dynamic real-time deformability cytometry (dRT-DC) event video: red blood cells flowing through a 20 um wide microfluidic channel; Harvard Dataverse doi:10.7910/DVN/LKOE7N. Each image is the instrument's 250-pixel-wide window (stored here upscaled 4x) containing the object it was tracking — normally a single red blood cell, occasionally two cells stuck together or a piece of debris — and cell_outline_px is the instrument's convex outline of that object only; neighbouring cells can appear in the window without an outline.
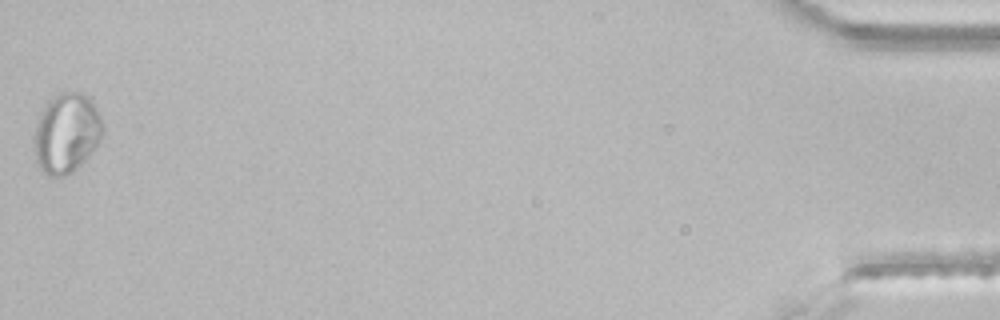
{"species": "common noctule bat (a hibernating species)", "species_latin": "Nyctalus noctula", "temperature_condition": "room temperature", "stored_images_in_passage": 43, "segment_of_instrument_passage": [2, 2], "camera_frame_rate_fps": 3000, "um_per_image_px": 0.085, "animal": {"sex": "male", "body_mass_g": 21.5, "forearm_length_mm": 52.0}, "frame": {"image": 1, "passage_image": 43, "time_ms": 14.0, "image_size_px": [1000, 320], "cell_outline_px": [[104, 132], [100, 140], [92, 152], [72, 172], [64, 176], [48, 176], [40, 168], [36, 160], [36, 124], [40, 112], [48, 100], [52, 96], [60, 92], [80, 92], [92, 104], [100, 116], [104, 124]], "centroid_in_image_um": [5.66, 11.31], "position_along_channel_um": 429.5, "area_um2": 31.44}}